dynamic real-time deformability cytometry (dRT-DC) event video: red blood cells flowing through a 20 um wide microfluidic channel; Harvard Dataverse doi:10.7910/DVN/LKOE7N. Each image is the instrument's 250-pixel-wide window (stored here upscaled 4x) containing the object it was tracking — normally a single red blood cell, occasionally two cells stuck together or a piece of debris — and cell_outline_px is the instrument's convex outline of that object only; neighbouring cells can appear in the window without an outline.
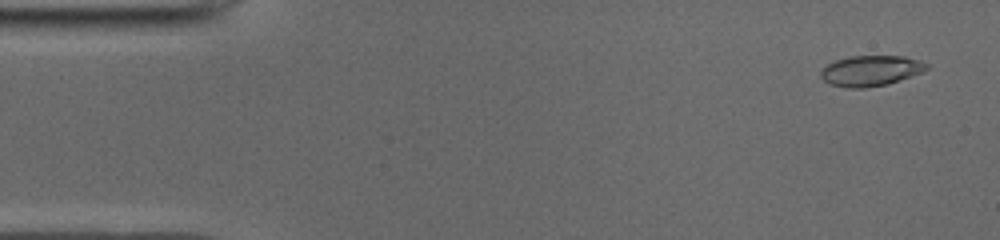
{"species": "common noctule bat (a hibernating species)", "species_latin": "Nyctalus noctula", "temperature_condition": "cold", "stored_images_in_passage": 51, "camera_frame_rate_fps": 3000, "um_per_image_px": 0.085, "animal": {"sex": "male", "body_mass_g": 19.0, "forearm_length_mm": 50.8}, "frame": {"image": 1, "passage_image": 3, "time_ms": 0.667, "image_size_px": [1000, 240], "cell_outline_px": [[928, 68], [920, 72], [884, 84], [864, 88], [848, 88], [832, 84], [824, 80], [820, 76], [820, 72], [828, 64], [836, 60], [848, 56], [904, 56], [920, 60], [928, 64]], "centroid_in_image_um": [73.98, 5.99], "position_along_channel_um": 11.0, "area_um2": 18.38}}
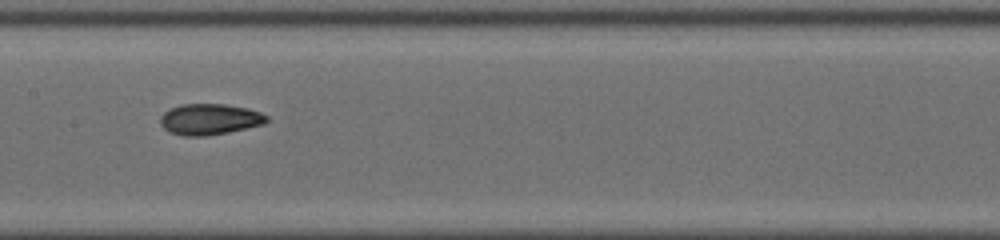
{"frame": {"image": 2, "passage_image": 25, "time_ms": 8.0, "image_size_px": [1000, 240], "cell_outline_px": [[268, 120], [264, 124], [228, 132], [204, 136], [184, 136], [168, 132], [160, 124], [160, 116], [168, 108], [180, 104], [224, 104], [248, 108], [260, 112], [268, 116]], "centroid_in_image_um": [17.79, 10.13], "position_along_channel_um": 189.6, "area_um2": 19.36}}
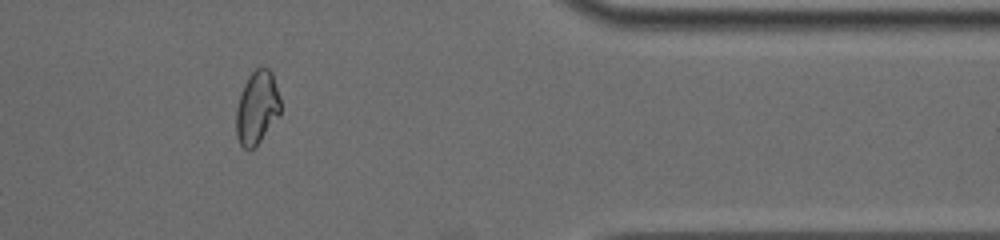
{"frame": {"image": 3, "passage_image": 42, "time_ms": 13.667, "image_size_px": [1000, 240], "cell_outline_px": [[280, 112], [260, 140], [248, 152], [240, 144], [236, 136], [236, 108], [240, 92], [248, 76], [256, 68], [268, 68], [272, 72], [280, 96]], "centroid_in_image_um": [21.82, 9.13], "position_along_channel_um": 389.6, "area_um2": 18.79}, "authors_computed_cell_mechanics": {"area_um2": 18.785, "velocity_mm_per_s": 3.9559, "shape_relaxation_time_tau1_ms": null, "shape_relaxation_time_tau2_ms": 2.3122, "deformation_change_tau1": null, "deformation_change_tau2": 0.0756}}